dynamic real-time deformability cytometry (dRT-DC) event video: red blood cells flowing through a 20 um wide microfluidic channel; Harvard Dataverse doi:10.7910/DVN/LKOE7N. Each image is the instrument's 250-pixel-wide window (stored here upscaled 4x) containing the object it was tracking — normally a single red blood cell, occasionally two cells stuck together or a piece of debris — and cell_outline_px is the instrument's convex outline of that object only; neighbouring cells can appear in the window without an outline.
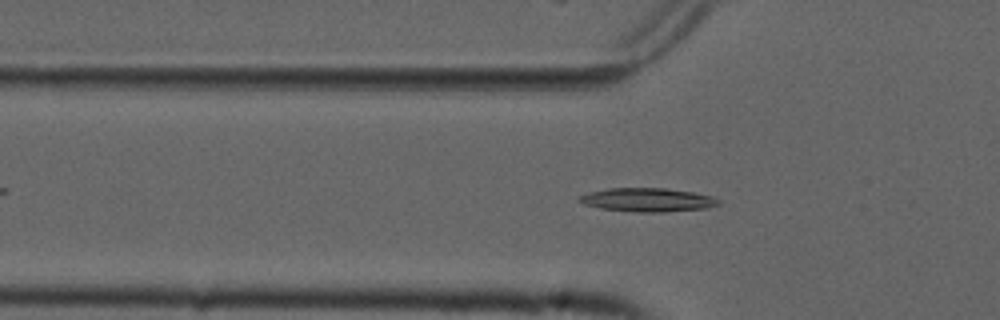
{"species": "common noctule bat (a hibernating species)", "species_latin": "Nyctalus noctula", "temperature_condition": "cold", "stored_images_in_passage": 55, "camera_frame_rate_fps": 3000, "um_per_image_px": 0.085, "animal": {"sex": "male", "forearm_length_mm": 52.5}, "frame": {"image": 1, "passage_image": 18, "time_ms": 5.667, "image_size_px": [1000, 320], "cell_outline_px": [[720, 204], [708, 208], [664, 212], [636, 212], [600, 208], [584, 204], [576, 200], [580, 196], [588, 192], [608, 188], [664, 188], [692, 192], [712, 196], [720, 200]], "centroid_in_image_um": [55.04, 16.99], "position_along_channel_um": 70.8, "area_um2": 19.25}}
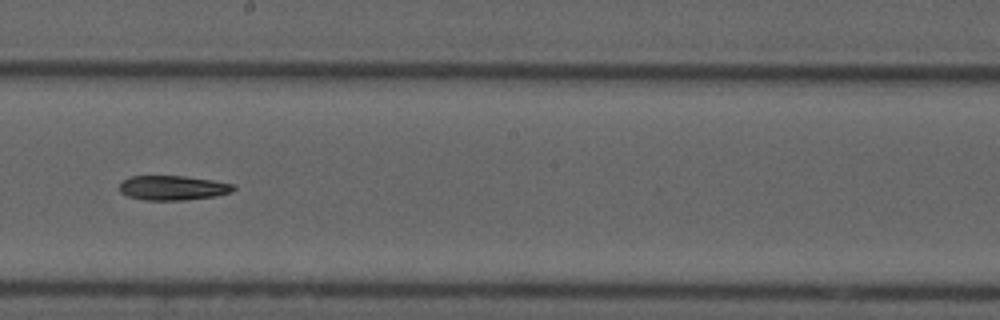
{"frame": {"image": 2, "passage_image": 31, "time_ms": 10.0, "image_size_px": [1000, 320], "cell_outline_px": [[236, 188], [232, 192], [216, 196], [184, 200], [144, 200], [128, 196], [120, 192], [120, 184], [128, 176], [184, 176], [212, 180], [236, 184]], "centroid_in_image_um": [14.72, 15.96], "position_along_channel_um": 233.5, "area_um2": 16.42}}
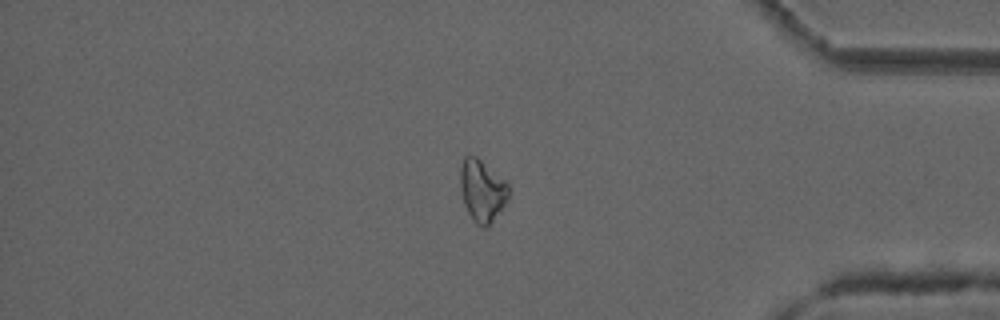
{"frame": {"image": 3, "passage_image": 46, "time_ms": 15.0, "image_size_px": [1000, 320], "cell_outline_px": [[508, 196], [504, 204], [492, 220], [484, 228], [476, 224], [472, 220], [464, 204], [460, 188], [460, 168], [464, 156], [476, 156], [504, 180], [508, 184]], "centroid_in_image_um": [40.94, 16.19], "position_along_channel_um": 394.3, "area_um2": 17.05}, "authors_computed_cell_mechanics": {"area_um2": 17.2244, "velocity_mm_per_s": 3.7542, "shape_relaxation_time_tau1_ms": 9.1261, "shape_relaxation_time_tau2_ms": null, "deformation_change_tau1": 0.215, "deformation_change_tau2": null}}